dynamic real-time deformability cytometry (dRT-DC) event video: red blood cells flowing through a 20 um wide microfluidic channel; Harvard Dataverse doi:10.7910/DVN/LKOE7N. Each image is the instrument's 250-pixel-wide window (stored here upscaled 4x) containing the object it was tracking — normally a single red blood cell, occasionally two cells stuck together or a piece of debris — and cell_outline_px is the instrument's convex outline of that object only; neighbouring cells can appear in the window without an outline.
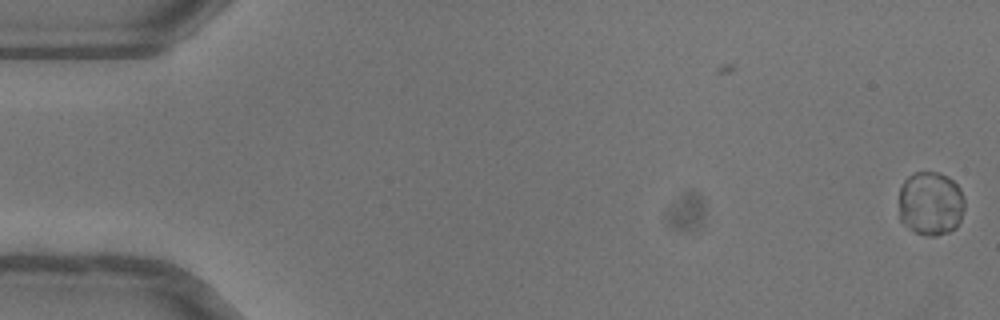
{"species": "common noctule bat (a hibernating species)", "species_latin": "Nyctalus noctula", "temperature_condition": "warm", "stored_images_in_passage": 4, "camera_frame_rate_fps": 3000, "um_per_image_px": 0.085, "animal": {"sex": "female"}, "frame": {"image": 1, "passage_image": 4, "time_ms": 1.0, "image_size_px": [1000, 320], "cell_outline_px": [[964, 208], [960, 220], [956, 228], [948, 232], [936, 236], [924, 236], [916, 232], [904, 224], [900, 220], [900, 188], [904, 180], [908, 176], [916, 172], [936, 172], [948, 176], [960, 188], [964, 196]], "centroid_in_image_um": [79.12, 17.3], "position_along_channel_um": 5.9, "area_um2": 24.62}}